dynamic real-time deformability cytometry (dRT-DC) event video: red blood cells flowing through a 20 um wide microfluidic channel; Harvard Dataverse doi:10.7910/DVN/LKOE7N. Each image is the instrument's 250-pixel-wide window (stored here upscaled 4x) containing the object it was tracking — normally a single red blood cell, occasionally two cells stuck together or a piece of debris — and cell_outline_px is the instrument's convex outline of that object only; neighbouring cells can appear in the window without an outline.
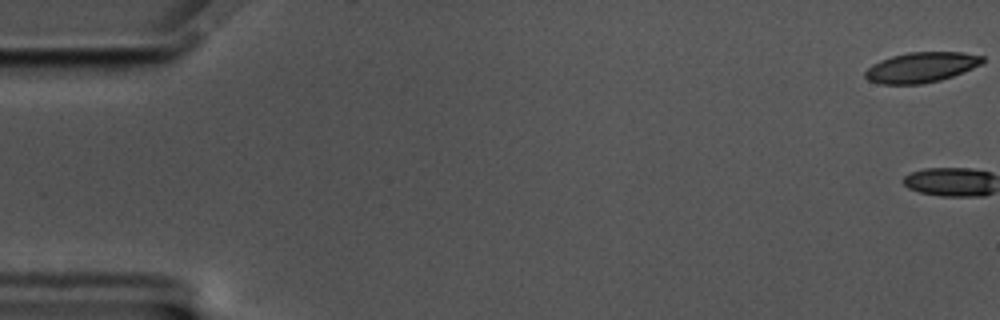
{"species": "common noctule bat (a hibernating species)", "species_latin": "Nyctalus noctula", "temperature_condition": "cold", "stored_images_in_passage": 3, "camera_frame_rate_fps": 3000, "um_per_image_px": 0.085, "animal": {"sex": "male", "body_mass_g": 17.5, "forearm_length_mm": 52.3}, "frame": {"image": 1, "passage_image": 1, "time_ms": 0.0, "image_size_px": [1000, 320], "cell_outline_px": [[984, 60], [980, 64], [972, 68], [952, 76], [940, 80], [920, 84], [880, 84], [868, 80], [864, 76], [864, 72], [872, 64], [880, 60], [892, 56], [908, 52], [964, 52], [984, 56]], "centroid_in_image_um": [78.28, 5.72], "position_along_channel_um": 6.7, "area_um2": 20.63}}